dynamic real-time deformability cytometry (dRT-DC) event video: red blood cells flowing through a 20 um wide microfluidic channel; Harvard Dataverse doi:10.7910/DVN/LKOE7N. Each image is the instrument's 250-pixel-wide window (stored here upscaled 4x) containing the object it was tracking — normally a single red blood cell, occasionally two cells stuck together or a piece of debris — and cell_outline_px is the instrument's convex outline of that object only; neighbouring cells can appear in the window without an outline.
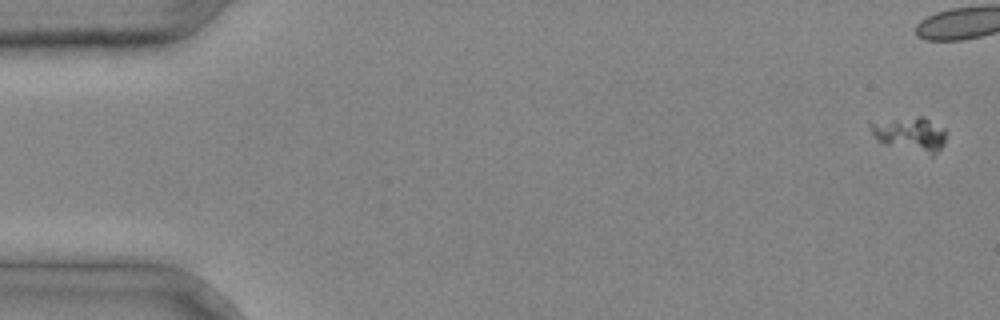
{"species": "common noctule bat (a hibernating species)", "species_latin": "Nyctalus noctula", "temperature_condition": "cold", "stored_images_in_passage": 4, "camera_frame_rate_fps": 3000, "um_per_image_px": 0.085, "animal": {"sex": "male", "body_mass_g": 20.4}, "frame": {"image": 1, "passage_image": 1, "time_ms": 0.0, "image_size_px": [1000, 320], "cell_outline_px": [[944, 144], [932, 156], [884, 144], [876, 140], [868, 124], [916, 116], [924, 116], [944, 128]], "centroid_in_image_um": [77.39, 11.42], "position_along_channel_um": 7.6, "area_um2": 14.91}}